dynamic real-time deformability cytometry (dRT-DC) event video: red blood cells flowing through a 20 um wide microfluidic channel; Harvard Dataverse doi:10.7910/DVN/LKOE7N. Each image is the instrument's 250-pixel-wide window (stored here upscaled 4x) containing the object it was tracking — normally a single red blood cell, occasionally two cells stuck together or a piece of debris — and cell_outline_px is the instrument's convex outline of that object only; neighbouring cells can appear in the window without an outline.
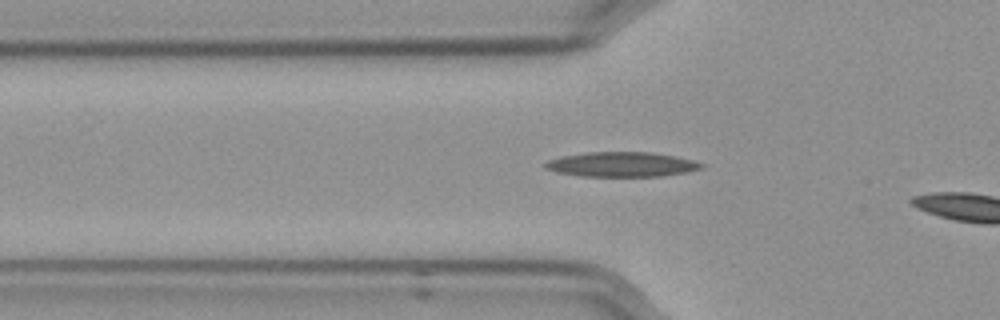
{"species": "Egyptian fruit bat (a non-hibernating species)", "species_latin": "Rousettus aegyptiacus", "temperature_condition": "cold", "stored_images_in_passage": 19, "camera_frame_rate_fps": 3000, "um_per_image_px": 0.085, "frame": {"image": 1, "passage_image": 9, "time_ms": 2.667, "image_size_px": [1000, 320], "cell_outline_px": [[704, 168], [684, 172], [660, 176], [580, 176], [556, 172], [544, 168], [544, 164], [548, 160], [560, 156], [588, 152], [652, 152], [692, 160], [704, 164]], "centroid_in_image_um": [52.79, 13.97], "position_along_channel_um": 73.0, "area_um2": 22.43}}
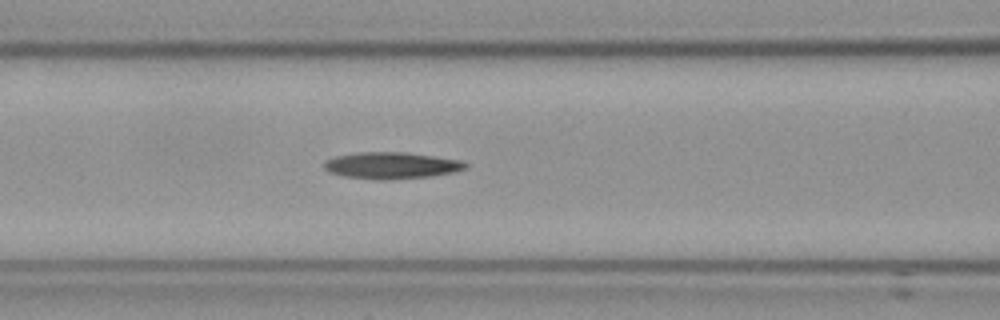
{"frame": {"image": 2, "passage_image": 14, "time_ms": 4.333, "image_size_px": [1000, 320], "cell_outline_px": [[468, 168], [456, 172], [432, 176], [380, 180], [344, 176], [328, 172], [324, 168], [324, 164], [328, 160], [336, 156], [360, 152], [404, 152], [460, 160], [468, 164]], "centroid_in_image_um": [33.3, 14.07], "position_along_channel_um": 133.3, "area_um2": 21.79}}